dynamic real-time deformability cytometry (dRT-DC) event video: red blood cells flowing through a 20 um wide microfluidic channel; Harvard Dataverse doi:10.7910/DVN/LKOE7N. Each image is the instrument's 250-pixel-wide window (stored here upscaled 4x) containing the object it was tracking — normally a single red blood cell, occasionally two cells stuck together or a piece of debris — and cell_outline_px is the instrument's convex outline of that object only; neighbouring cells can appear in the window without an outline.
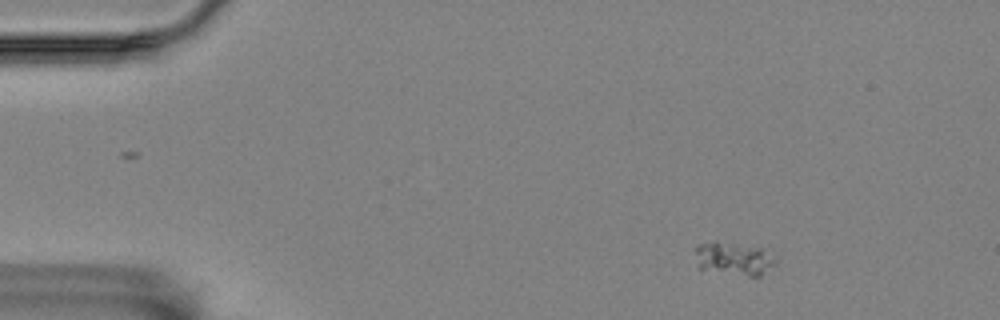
{"species": "Egyptian fruit bat (a non-hibernating species)", "species_latin": "Rousettus aegyptiacus", "temperature_condition": "room temperature", "stored_images_in_passage": 3, "camera_frame_rate_fps": 3000, "um_per_image_px": 0.085, "animal": {"sex": "female"}, "frame": {"image": 1, "passage_image": 1, "time_ms": 0.0, "image_size_px": [1000, 320], "cell_outline_px": [[776, 264], [760, 276], [748, 276], [700, 268], [696, 252], [696, 244], [716, 240], [760, 248], [776, 260]], "centroid_in_image_um": [62.37, 21.96], "position_along_channel_um": 22.6, "area_um2": 15.09}}